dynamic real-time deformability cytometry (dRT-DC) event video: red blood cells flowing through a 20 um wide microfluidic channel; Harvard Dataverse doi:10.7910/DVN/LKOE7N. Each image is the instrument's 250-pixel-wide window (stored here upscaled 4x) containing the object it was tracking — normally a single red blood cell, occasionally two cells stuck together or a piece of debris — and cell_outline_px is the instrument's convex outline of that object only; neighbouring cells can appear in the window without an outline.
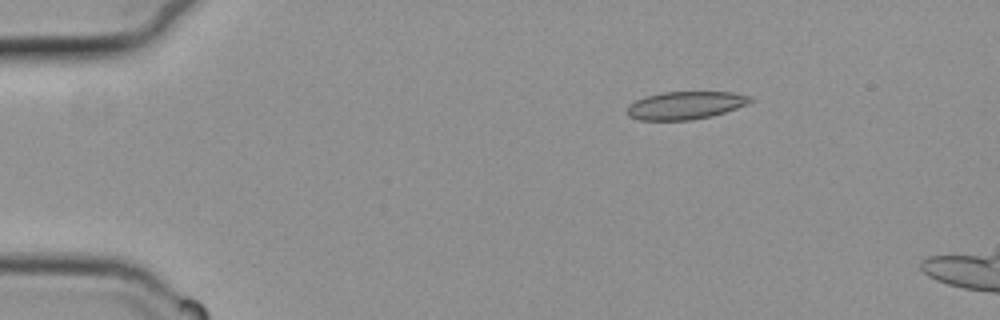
{"species": "common noctule bat (a hibernating species)", "species_latin": "Nyctalus noctula", "temperature_condition": "cold", "stored_images_in_passage": 21, "camera_frame_rate_fps": 3000, "um_per_image_px": 0.085, "animal": {"sex": "female", "body_mass_g": 19.3, "forearm_length_mm": 54.1}, "frame": {"image": 1, "passage_image": 1, "time_ms": 0.0, "image_size_px": [1000, 320], "cell_outline_px": [[752, 100], [736, 108], [712, 116], [692, 120], [640, 120], [628, 116], [624, 112], [628, 104], [636, 100], [648, 96], [664, 92], [732, 92], [752, 96]], "centroid_in_image_um": [58.2, 8.96], "position_along_channel_um": 26.8, "area_um2": 19.94}}